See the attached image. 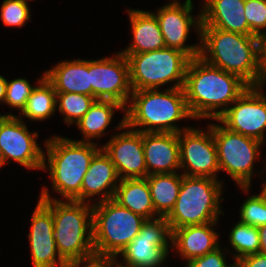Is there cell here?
<instances>
[{
    "label": "cell",
    "mask_w": 266,
    "mask_h": 267,
    "mask_svg": "<svg viewBox=\"0 0 266 267\" xmlns=\"http://www.w3.org/2000/svg\"><path fill=\"white\" fill-rule=\"evenodd\" d=\"M249 87L239 76L205 62L201 57L189 61L184 92L193 119H218Z\"/></svg>",
    "instance_id": "6da1fadb"
},
{
    "label": "cell",
    "mask_w": 266,
    "mask_h": 267,
    "mask_svg": "<svg viewBox=\"0 0 266 267\" xmlns=\"http://www.w3.org/2000/svg\"><path fill=\"white\" fill-rule=\"evenodd\" d=\"M259 37L201 27L200 55L208 64L239 76L249 86L260 82Z\"/></svg>",
    "instance_id": "7a4b0ae2"
},
{
    "label": "cell",
    "mask_w": 266,
    "mask_h": 267,
    "mask_svg": "<svg viewBox=\"0 0 266 267\" xmlns=\"http://www.w3.org/2000/svg\"><path fill=\"white\" fill-rule=\"evenodd\" d=\"M125 107V126L142 133H179L175 123L193 119L182 88L133 90ZM137 127H140L139 129ZM137 128V129H136Z\"/></svg>",
    "instance_id": "3957f363"
},
{
    "label": "cell",
    "mask_w": 266,
    "mask_h": 267,
    "mask_svg": "<svg viewBox=\"0 0 266 267\" xmlns=\"http://www.w3.org/2000/svg\"><path fill=\"white\" fill-rule=\"evenodd\" d=\"M39 199H52L54 238L60 257L68 264L96 258L93 246V205L61 201L42 188Z\"/></svg>",
    "instance_id": "277c9868"
},
{
    "label": "cell",
    "mask_w": 266,
    "mask_h": 267,
    "mask_svg": "<svg viewBox=\"0 0 266 267\" xmlns=\"http://www.w3.org/2000/svg\"><path fill=\"white\" fill-rule=\"evenodd\" d=\"M100 149L95 142H78L56 135L46 139L42 170L48 169L52 189L63 199L81 202L84 176Z\"/></svg>",
    "instance_id": "5b68a950"
},
{
    "label": "cell",
    "mask_w": 266,
    "mask_h": 267,
    "mask_svg": "<svg viewBox=\"0 0 266 267\" xmlns=\"http://www.w3.org/2000/svg\"><path fill=\"white\" fill-rule=\"evenodd\" d=\"M223 182L209 177L184 176L175 206L166 217L171 230L218 222L224 215L220 201ZM222 197V198H221Z\"/></svg>",
    "instance_id": "8992f818"
},
{
    "label": "cell",
    "mask_w": 266,
    "mask_h": 267,
    "mask_svg": "<svg viewBox=\"0 0 266 267\" xmlns=\"http://www.w3.org/2000/svg\"><path fill=\"white\" fill-rule=\"evenodd\" d=\"M93 203V246L96 258L115 259L139 234L144 217L114 199Z\"/></svg>",
    "instance_id": "52a82bcc"
},
{
    "label": "cell",
    "mask_w": 266,
    "mask_h": 267,
    "mask_svg": "<svg viewBox=\"0 0 266 267\" xmlns=\"http://www.w3.org/2000/svg\"><path fill=\"white\" fill-rule=\"evenodd\" d=\"M129 64L132 90L159 89L173 82L169 88H182L186 70L191 58L174 48L138 53L123 54Z\"/></svg>",
    "instance_id": "ba28073f"
},
{
    "label": "cell",
    "mask_w": 266,
    "mask_h": 267,
    "mask_svg": "<svg viewBox=\"0 0 266 267\" xmlns=\"http://www.w3.org/2000/svg\"><path fill=\"white\" fill-rule=\"evenodd\" d=\"M220 171L231 176L236 185L249 193L254 173V162L260 158L264 143L251 137L231 131L223 124L210 123Z\"/></svg>",
    "instance_id": "9c48e42d"
},
{
    "label": "cell",
    "mask_w": 266,
    "mask_h": 267,
    "mask_svg": "<svg viewBox=\"0 0 266 267\" xmlns=\"http://www.w3.org/2000/svg\"><path fill=\"white\" fill-rule=\"evenodd\" d=\"M169 243L171 246L172 230L167 218L146 219L139 234L119 254L121 263L127 267H160L170 254Z\"/></svg>",
    "instance_id": "30bf717a"
},
{
    "label": "cell",
    "mask_w": 266,
    "mask_h": 267,
    "mask_svg": "<svg viewBox=\"0 0 266 267\" xmlns=\"http://www.w3.org/2000/svg\"><path fill=\"white\" fill-rule=\"evenodd\" d=\"M19 116L0 114V148L5 163L14 160L29 170H42L44 151L37 143V132H30Z\"/></svg>",
    "instance_id": "8fae6325"
},
{
    "label": "cell",
    "mask_w": 266,
    "mask_h": 267,
    "mask_svg": "<svg viewBox=\"0 0 266 267\" xmlns=\"http://www.w3.org/2000/svg\"><path fill=\"white\" fill-rule=\"evenodd\" d=\"M260 86H249L215 121L247 137L265 142L266 94Z\"/></svg>",
    "instance_id": "7c38bea8"
},
{
    "label": "cell",
    "mask_w": 266,
    "mask_h": 267,
    "mask_svg": "<svg viewBox=\"0 0 266 267\" xmlns=\"http://www.w3.org/2000/svg\"><path fill=\"white\" fill-rule=\"evenodd\" d=\"M187 127L178 133L181 174L217 179L220 169L212 128L208 126L205 131Z\"/></svg>",
    "instance_id": "4fadbf2b"
},
{
    "label": "cell",
    "mask_w": 266,
    "mask_h": 267,
    "mask_svg": "<svg viewBox=\"0 0 266 267\" xmlns=\"http://www.w3.org/2000/svg\"><path fill=\"white\" fill-rule=\"evenodd\" d=\"M193 8L192 0H185L183 4L180 1H171L154 13L158 19L166 48L180 50L191 59L199 57L200 43L188 46L185 44L192 27L196 30L200 40L202 23L201 11L194 17Z\"/></svg>",
    "instance_id": "5bb4252c"
},
{
    "label": "cell",
    "mask_w": 266,
    "mask_h": 267,
    "mask_svg": "<svg viewBox=\"0 0 266 267\" xmlns=\"http://www.w3.org/2000/svg\"><path fill=\"white\" fill-rule=\"evenodd\" d=\"M90 79L95 99L113 100L127 107L133 90L128 60L120 51L112 57L90 60Z\"/></svg>",
    "instance_id": "9a60e30c"
},
{
    "label": "cell",
    "mask_w": 266,
    "mask_h": 267,
    "mask_svg": "<svg viewBox=\"0 0 266 267\" xmlns=\"http://www.w3.org/2000/svg\"><path fill=\"white\" fill-rule=\"evenodd\" d=\"M116 129L127 130L114 134L101 148L115 165L120 180L146 178L143 133L126 127L125 115Z\"/></svg>",
    "instance_id": "2e32d148"
},
{
    "label": "cell",
    "mask_w": 266,
    "mask_h": 267,
    "mask_svg": "<svg viewBox=\"0 0 266 267\" xmlns=\"http://www.w3.org/2000/svg\"><path fill=\"white\" fill-rule=\"evenodd\" d=\"M30 228L28 238L33 267H68L56 247L52 199H39L31 217Z\"/></svg>",
    "instance_id": "e0dca14e"
},
{
    "label": "cell",
    "mask_w": 266,
    "mask_h": 267,
    "mask_svg": "<svg viewBox=\"0 0 266 267\" xmlns=\"http://www.w3.org/2000/svg\"><path fill=\"white\" fill-rule=\"evenodd\" d=\"M143 149L147 176L180 170L178 133H143Z\"/></svg>",
    "instance_id": "ac0fdd59"
},
{
    "label": "cell",
    "mask_w": 266,
    "mask_h": 267,
    "mask_svg": "<svg viewBox=\"0 0 266 267\" xmlns=\"http://www.w3.org/2000/svg\"><path fill=\"white\" fill-rule=\"evenodd\" d=\"M120 178L110 157L101 148L92 158L81 186V202H92L91 197L98 195V201L113 199Z\"/></svg>",
    "instance_id": "d6986e66"
},
{
    "label": "cell",
    "mask_w": 266,
    "mask_h": 267,
    "mask_svg": "<svg viewBox=\"0 0 266 267\" xmlns=\"http://www.w3.org/2000/svg\"><path fill=\"white\" fill-rule=\"evenodd\" d=\"M202 3L201 27L250 35L245 17V0H204Z\"/></svg>",
    "instance_id": "ffe728a7"
},
{
    "label": "cell",
    "mask_w": 266,
    "mask_h": 267,
    "mask_svg": "<svg viewBox=\"0 0 266 267\" xmlns=\"http://www.w3.org/2000/svg\"><path fill=\"white\" fill-rule=\"evenodd\" d=\"M217 223L210 222L172 230V249H176L186 263L214 251L220 244L218 232L213 229Z\"/></svg>",
    "instance_id": "44dd1931"
},
{
    "label": "cell",
    "mask_w": 266,
    "mask_h": 267,
    "mask_svg": "<svg viewBox=\"0 0 266 267\" xmlns=\"http://www.w3.org/2000/svg\"><path fill=\"white\" fill-rule=\"evenodd\" d=\"M132 29V42L121 54H138L166 48L157 17L154 12L128 9Z\"/></svg>",
    "instance_id": "7402d4cb"
},
{
    "label": "cell",
    "mask_w": 266,
    "mask_h": 267,
    "mask_svg": "<svg viewBox=\"0 0 266 267\" xmlns=\"http://www.w3.org/2000/svg\"><path fill=\"white\" fill-rule=\"evenodd\" d=\"M56 92L79 93L92 96L90 60L61 61L44 72Z\"/></svg>",
    "instance_id": "603a6c76"
},
{
    "label": "cell",
    "mask_w": 266,
    "mask_h": 267,
    "mask_svg": "<svg viewBox=\"0 0 266 267\" xmlns=\"http://www.w3.org/2000/svg\"><path fill=\"white\" fill-rule=\"evenodd\" d=\"M113 199L121 206L145 219L159 217L155 213L146 178L120 180Z\"/></svg>",
    "instance_id": "cb8c5ba5"
},
{
    "label": "cell",
    "mask_w": 266,
    "mask_h": 267,
    "mask_svg": "<svg viewBox=\"0 0 266 267\" xmlns=\"http://www.w3.org/2000/svg\"><path fill=\"white\" fill-rule=\"evenodd\" d=\"M115 110L125 112V107L113 100L96 99L89 111L76 123L85 139L74 141L92 143L94 139L105 135L104 131L110 125Z\"/></svg>",
    "instance_id": "d4e9b609"
},
{
    "label": "cell",
    "mask_w": 266,
    "mask_h": 267,
    "mask_svg": "<svg viewBox=\"0 0 266 267\" xmlns=\"http://www.w3.org/2000/svg\"><path fill=\"white\" fill-rule=\"evenodd\" d=\"M155 213L167 217L173 210L182 183V174H151L146 177Z\"/></svg>",
    "instance_id": "484cf974"
},
{
    "label": "cell",
    "mask_w": 266,
    "mask_h": 267,
    "mask_svg": "<svg viewBox=\"0 0 266 267\" xmlns=\"http://www.w3.org/2000/svg\"><path fill=\"white\" fill-rule=\"evenodd\" d=\"M38 86L32 90L27 103L19 116H25L32 121L49 119L57 110L56 91L53 85L45 78V75L38 79Z\"/></svg>",
    "instance_id": "4316f807"
},
{
    "label": "cell",
    "mask_w": 266,
    "mask_h": 267,
    "mask_svg": "<svg viewBox=\"0 0 266 267\" xmlns=\"http://www.w3.org/2000/svg\"><path fill=\"white\" fill-rule=\"evenodd\" d=\"M230 245L235 250V261L240 258L260 253V236L258 227H254L238 221L230 231ZM237 252V253H236Z\"/></svg>",
    "instance_id": "83f0119b"
},
{
    "label": "cell",
    "mask_w": 266,
    "mask_h": 267,
    "mask_svg": "<svg viewBox=\"0 0 266 267\" xmlns=\"http://www.w3.org/2000/svg\"><path fill=\"white\" fill-rule=\"evenodd\" d=\"M96 99L79 93L56 92V108L67 125L76 124L90 109Z\"/></svg>",
    "instance_id": "f1b7e54d"
},
{
    "label": "cell",
    "mask_w": 266,
    "mask_h": 267,
    "mask_svg": "<svg viewBox=\"0 0 266 267\" xmlns=\"http://www.w3.org/2000/svg\"><path fill=\"white\" fill-rule=\"evenodd\" d=\"M27 0H4L0 18L5 26L22 27L30 20L31 14Z\"/></svg>",
    "instance_id": "f546056e"
},
{
    "label": "cell",
    "mask_w": 266,
    "mask_h": 267,
    "mask_svg": "<svg viewBox=\"0 0 266 267\" xmlns=\"http://www.w3.org/2000/svg\"><path fill=\"white\" fill-rule=\"evenodd\" d=\"M240 222L260 227L266 225V201L261 194L250 196L240 207Z\"/></svg>",
    "instance_id": "4dcf8cb0"
},
{
    "label": "cell",
    "mask_w": 266,
    "mask_h": 267,
    "mask_svg": "<svg viewBox=\"0 0 266 267\" xmlns=\"http://www.w3.org/2000/svg\"><path fill=\"white\" fill-rule=\"evenodd\" d=\"M34 88L25 78H16L11 81L7 80L4 103L13 109H19L21 113Z\"/></svg>",
    "instance_id": "1f68e13d"
},
{
    "label": "cell",
    "mask_w": 266,
    "mask_h": 267,
    "mask_svg": "<svg viewBox=\"0 0 266 267\" xmlns=\"http://www.w3.org/2000/svg\"><path fill=\"white\" fill-rule=\"evenodd\" d=\"M245 17L250 28V35L260 37L266 34V2L245 0Z\"/></svg>",
    "instance_id": "d6a6232c"
},
{
    "label": "cell",
    "mask_w": 266,
    "mask_h": 267,
    "mask_svg": "<svg viewBox=\"0 0 266 267\" xmlns=\"http://www.w3.org/2000/svg\"><path fill=\"white\" fill-rule=\"evenodd\" d=\"M220 247L201 257L190 260L185 267H230L232 264H227L225 251Z\"/></svg>",
    "instance_id": "836d02e7"
},
{
    "label": "cell",
    "mask_w": 266,
    "mask_h": 267,
    "mask_svg": "<svg viewBox=\"0 0 266 267\" xmlns=\"http://www.w3.org/2000/svg\"><path fill=\"white\" fill-rule=\"evenodd\" d=\"M240 267H266V255L261 253L250 254L236 261Z\"/></svg>",
    "instance_id": "e575fe53"
},
{
    "label": "cell",
    "mask_w": 266,
    "mask_h": 267,
    "mask_svg": "<svg viewBox=\"0 0 266 267\" xmlns=\"http://www.w3.org/2000/svg\"><path fill=\"white\" fill-rule=\"evenodd\" d=\"M259 52H260L259 86L263 88L266 83V34H263L259 37Z\"/></svg>",
    "instance_id": "d590c367"
},
{
    "label": "cell",
    "mask_w": 266,
    "mask_h": 267,
    "mask_svg": "<svg viewBox=\"0 0 266 267\" xmlns=\"http://www.w3.org/2000/svg\"><path fill=\"white\" fill-rule=\"evenodd\" d=\"M68 267H111V259L93 258L88 261L71 264Z\"/></svg>",
    "instance_id": "8d00e7d4"
},
{
    "label": "cell",
    "mask_w": 266,
    "mask_h": 267,
    "mask_svg": "<svg viewBox=\"0 0 266 267\" xmlns=\"http://www.w3.org/2000/svg\"><path fill=\"white\" fill-rule=\"evenodd\" d=\"M260 236V253L266 255V225L258 227Z\"/></svg>",
    "instance_id": "74e56055"
},
{
    "label": "cell",
    "mask_w": 266,
    "mask_h": 267,
    "mask_svg": "<svg viewBox=\"0 0 266 267\" xmlns=\"http://www.w3.org/2000/svg\"><path fill=\"white\" fill-rule=\"evenodd\" d=\"M7 88V79L0 75V103L4 104Z\"/></svg>",
    "instance_id": "f35d334b"
},
{
    "label": "cell",
    "mask_w": 266,
    "mask_h": 267,
    "mask_svg": "<svg viewBox=\"0 0 266 267\" xmlns=\"http://www.w3.org/2000/svg\"><path fill=\"white\" fill-rule=\"evenodd\" d=\"M111 267H127L122 265L121 263H118L117 258L111 259Z\"/></svg>",
    "instance_id": "ab89813d"
},
{
    "label": "cell",
    "mask_w": 266,
    "mask_h": 267,
    "mask_svg": "<svg viewBox=\"0 0 266 267\" xmlns=\"http://www.w3.org/2000/svg\"><path fill=\"white\" fill-rule=\"evenodd\" d=\"M265 158H266V156H265ZM266 161V160H265ZM263 187H262V191L260 192V194L264 197V199H265V201H266V181L263 183V185H262Z\"/></svg>",
    "instance_id": "60d3db41"
},
{
    "label": "cell",
    "mask_w": 266,
    "mask_h": 267,
    "mask_svg": "<svg viewBox=\"0 0 266 267\" xmlns=\"http://www.w3.org/2000/svg\"><path fill=\"white\" fill-rule=\"evenodd\" d=\"M4 165H6V163H5V159H4L2 150H1V148H0V168H1L2 166H4Z\"/></svg>",
    "instance_id": "b9f144b4"
},
{
    "label": "cell",
    "mask_w": 266,
    "mask_h": 267,
    "mask_svg": "<svg viewBox=\"0 0 266 267\" xmlns=\"http://www.w3.org/2000/svg\"><path fill=\"white\" fill-rule=\"evenodd\" d=\"M230 267H240V265L236 261H234Z\"/></svg>",
    "instance_id": "7bdbcfd3"
}]
</instances>
